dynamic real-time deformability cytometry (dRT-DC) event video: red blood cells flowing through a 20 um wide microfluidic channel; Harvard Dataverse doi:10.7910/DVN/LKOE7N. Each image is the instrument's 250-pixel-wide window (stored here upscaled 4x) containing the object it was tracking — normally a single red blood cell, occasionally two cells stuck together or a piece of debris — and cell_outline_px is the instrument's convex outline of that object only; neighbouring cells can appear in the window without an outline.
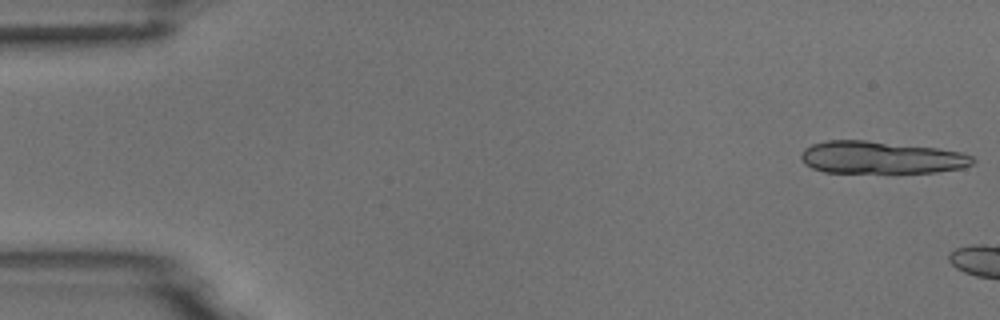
{"species": "common noctule bat (a hibernating species)", "species_latin": "Nyctalus noctula", "temperature_condition": "room temperature", "stored_images_in_passage": 3, "camera_frame_rate_fps": 3000, "um_per_image_px": 0.085, "animal": {"sex": "male", "body_mass_g": 18.8}, "frame": {"image": 1, "passage_image": 1, "time_ms": 0.0, "image_size_px": [1000, 320], "cell_outline_px": [[976, 160], [972, 164], [964, 168], [936, 172], [824, 172], [812, 168], [804, 164], [800, 156], [800, 152], [804, 148], [812, 144], [828, 140], [864, 140], [936, 148], [960, 152], [972, 156]], "centroid_in_image_um": [74.86, 13.39], "position_along_channel_um": 10.1, "area_um2": 32.37}}